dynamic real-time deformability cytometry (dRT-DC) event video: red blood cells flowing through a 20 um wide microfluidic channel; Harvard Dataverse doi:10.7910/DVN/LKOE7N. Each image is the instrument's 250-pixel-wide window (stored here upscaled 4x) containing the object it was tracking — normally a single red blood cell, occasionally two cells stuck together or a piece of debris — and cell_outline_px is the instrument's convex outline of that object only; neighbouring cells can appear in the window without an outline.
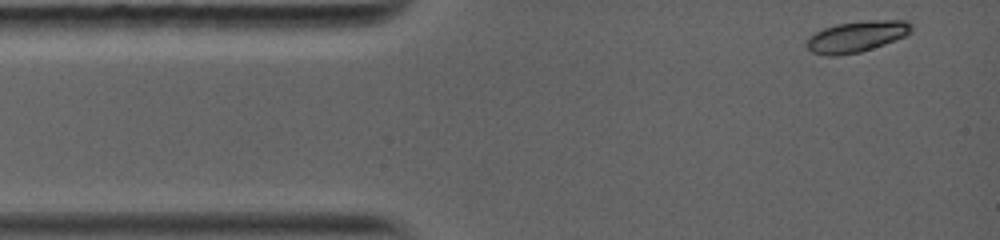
{"species": "common noctule bat (a hibernating species)", "species_latin": "Nyctalus noctula", "temperature_condition": "warm", "stored_images_in_passage": 30, "camera_frame_rate_fps": 5000, "um_per_image_px": 0.085, "animal": {"sex": "female", "body_mass_g": 19.0, "forearm_length_mm": 56.7}, "frame": {"image": 1, "passage_image": 1, "time_ms": 0.0, "image_size_px": [1000, 240], "cell_outline_px": [[912, 32], [904, 36], [884, 44], [860, 52], [836, 56], [828, 56], [812, 52], [804, 44], [808, 36], [824, 28], [836, 24], [868, 20], [908, 20], [912, 24]], "centroid_in_image_um": [72.8, 3.1], "position_along_channel_um": 12.2, "area_um2": 19.07}}
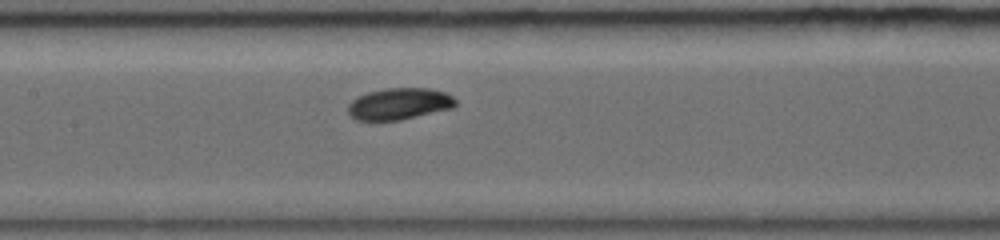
{"frame": {"image": 2, "passage_image": 13, "time_ms": 5.4, "image_size_px": [1000, 240], "cell_outline_px": [[456, 104], [452, 108], [400, 120], [356, 120], [348, 112], [348, 104], [352, 100], [368, 92], [384, 88], [428, 88], [444, 92], [452, 96], [456, 100]], "centroid_in_image_um": [33.93, 8.82], "position_along_channel_um": 173.5, "area_um2": 19.65}}
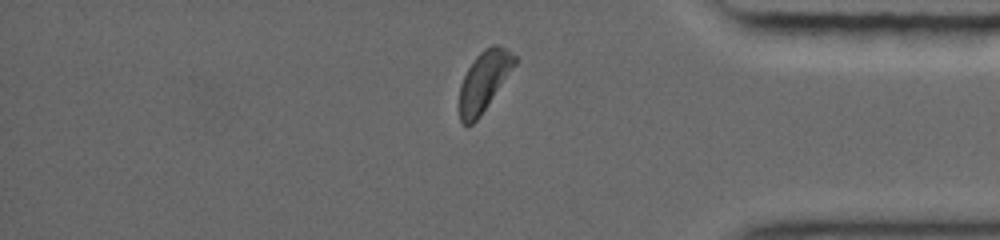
{"frame": {"image": 3, "passage_image": 26, "time_ms": 11.2, "image_size_px": [1000, 240], "cell_outline_px": [[516, 64], [480, 116], [472, 124], [464, 124], [460, 120], [460, 84], [468, 68], [476, 56], [484, 48], [492, 44], [500, 44], [508, 48], [516, 56]], "centroid_in_image_um": [41.16, 6.84], "position_along_channel_um": 394.0, "area_um2": 19.19}, "authors_computed_cell_mechanics": {"area_um2": 19.3052, "velocity_mm_per_s": 4.0906, "shape_relaxation_time_tau1_ms": 3.2723, "shape_relaxation_time_tau2_ms": null, "deformation_change_tau1": 0.1249, "deformation_change_tau2": null}}